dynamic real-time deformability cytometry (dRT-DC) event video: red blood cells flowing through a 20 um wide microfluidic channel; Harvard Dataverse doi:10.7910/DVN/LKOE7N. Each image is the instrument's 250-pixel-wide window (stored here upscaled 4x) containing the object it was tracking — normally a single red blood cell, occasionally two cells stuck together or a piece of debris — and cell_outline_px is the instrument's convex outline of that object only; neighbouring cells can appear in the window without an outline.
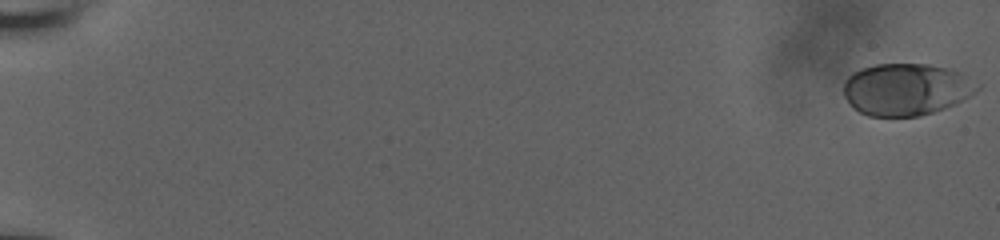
{"species": "human", "species_latin": "Homo sapiens", "temperature_condition": "room temperature", "stored_images_in_passage": 58, "camera_frame_rate_fps": 3000, "um_per_image_px": 0.085, "donor": {"sex": "male"}, "frame": {"image": 1, "passage_image": 1, "time_ms": 0.0, "image_size_px": [1000, 240], "cell_outline_px": [[980, 88], [976, 92], [956, 104], [920, 116], [868, 116], [860, 112], [844, 96], [844, 80], [852, 72], [860, 68], [876, 64], [928, 64], [948, 68], [960, 72], [980, 84]], "centroid_in_image_um": [77.04, 7.58], "position_along_channel_um": 8.0, "area_um2": 40.58}}
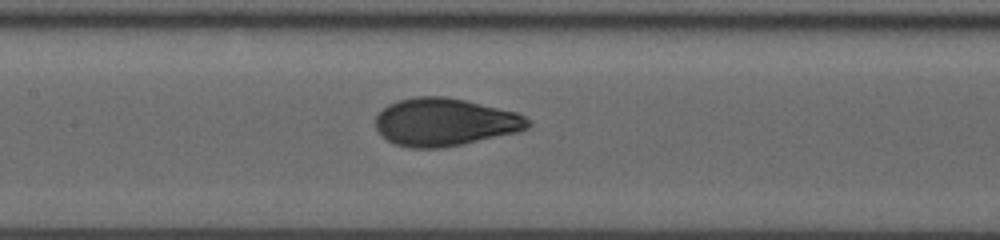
{"frame": {"image": 2, "passage_image": 31, "time_ms": 10.0, "image_size_px": [1000, 240], "cell_outline_px": [[532, 124], [528, 128], [520, 132], [440, 148], [408, 148], [396, 144], [388, 140], [376, 128], [376, 116], [388, 104], [400, 100], [416, 96], [444, 96], [464, 100], [516, 112], [532, 120]], "centroid_in_image_um": [37.84, 10.38], "position_along_channel_um": 169.6, "area_um2": 42.25}}
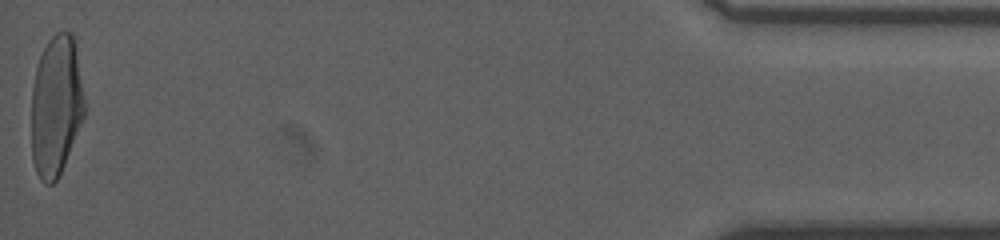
{"frame": {"image": 3, "passage_image": 58, "time_ms": 19.0, "image_size_px": [1000, 240], "cell_outline_px": [[84, 116], [64, 164], [56, 180], [52, 184], [44, 184], [40, 180], [36, 172], [32, 160], [32, 88], [36, 68], [40, 56], [48, 40], [56, 32], [72, 32], [76, 52], [84, 96]], "centroid_in_image_um": [4.75, 9.01], "position_along_channel_um": 430.5, "area_um2": 43.12}, "authors_computed_cell_mechanics": {"area_um2": 41.5871, "velocity_mm_per_s": 3.8346, "shape_relaxation_time_tau1_ms": 5.202, "shape_relaxation_time_tau2_ms": null, "deformation_change_tau1": 0.2141, "deformation_change_tau2": null}}